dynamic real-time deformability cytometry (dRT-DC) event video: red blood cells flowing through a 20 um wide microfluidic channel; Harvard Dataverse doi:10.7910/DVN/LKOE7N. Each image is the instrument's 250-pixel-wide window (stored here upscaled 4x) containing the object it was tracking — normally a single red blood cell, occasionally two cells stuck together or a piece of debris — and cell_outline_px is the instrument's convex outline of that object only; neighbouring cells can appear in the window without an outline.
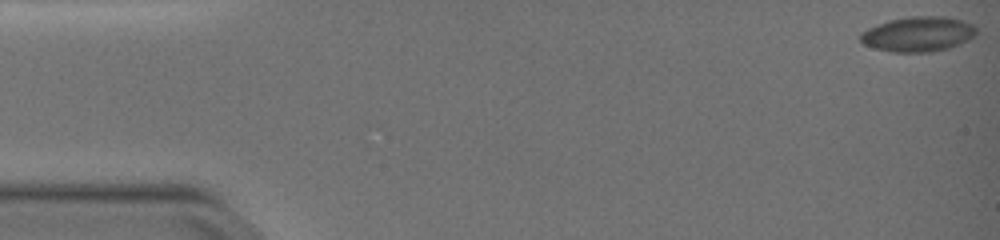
{"species": "common noctule bat (a hibernating species)", "species_latin": "Nyctalus noctula", "temperature_condition": "warm", "stored_images_in_passage": 52, "camera_frame_rate_fps": 3000, "um_per_image_px": 0.085, "animal": {"sex": "female", "body_mass_g": 19.0, "forearm_length_mm": 51.5}, "frame": {"image": 1, "passage_image": 1, "time_ms": 0.0, "image_size_px": [1000, 240], "cell_outline_px": [[976, 32], [968, 40], [960, 44], [948, 48], [928, 52], [892, 52], [876, 48], [864, 44], [860, 40], [860, 32], [868, 28], [892, 20], [912, 16], [944, 16], [960, 20], [972, 24], [976, 28]], "centroid_in_image_um": [78.04, 2.9], "position_along_channel_um": 7.0, "area_um2": 23.29}}
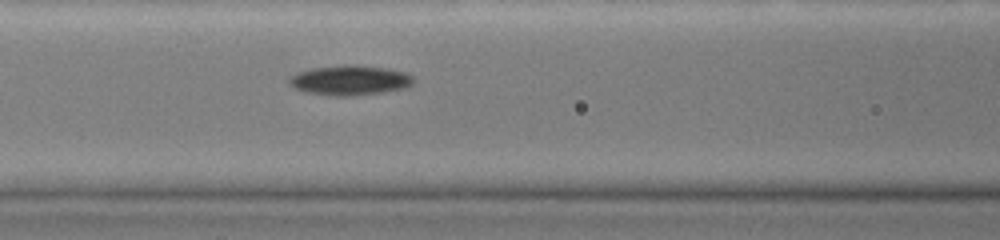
{"frame": {"image": 2, "passage_image": 23, "time_ms": 7.333, "image_size_px": [1000, 240], "cell_outline_px": [[412, 84], [408, 88], [384, 92], [344, 96], [328, 96], [308, 92], [296, 88], [288, 84], [288, 76], [296, 72], [312, 68], [356, 64], [388, 68], [404, 72], [412, 76]], "centroid_in_image_um": [29.72, 6.82], "position_along_channel_um": 136.9, "area_um2": 21.73}}
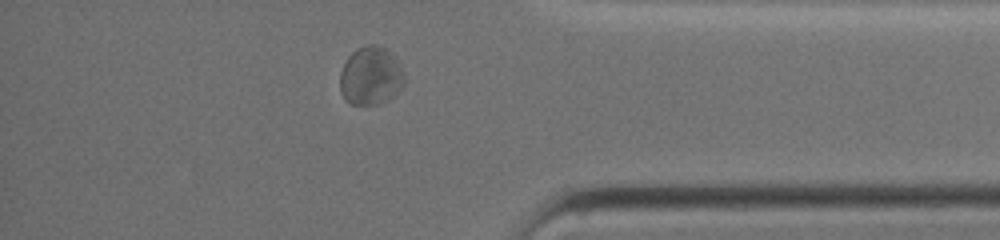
{"frame": {"image": 3, "passage_image": 45, "time_ms": 14.667, "image_size_px": [1000, 240], "cell_outline_px": [[404, 84], [392, 96], [380, 104], [352, 104], [340, 92], [340, 72], [348, 56], [356, 48], [368, 44], [380, 44], [400, 64], [404, 72]], "centroid_in_image_um": [31.5, 6.43], "position_along_channel_um": 403.7, "area_um2": 21.73}, "authors_computed_cell_mechanics": {"area_um2": 21.2704, "velocity_mm_per_s": 3.7382, "shape_relaxation_time_tau1_ms": 2.8043, "shape_relaxation_time_tau2_ms": 1.803, "deformation_change_tau1": 0.111, "deformation_change_tau2": 0.0797}}